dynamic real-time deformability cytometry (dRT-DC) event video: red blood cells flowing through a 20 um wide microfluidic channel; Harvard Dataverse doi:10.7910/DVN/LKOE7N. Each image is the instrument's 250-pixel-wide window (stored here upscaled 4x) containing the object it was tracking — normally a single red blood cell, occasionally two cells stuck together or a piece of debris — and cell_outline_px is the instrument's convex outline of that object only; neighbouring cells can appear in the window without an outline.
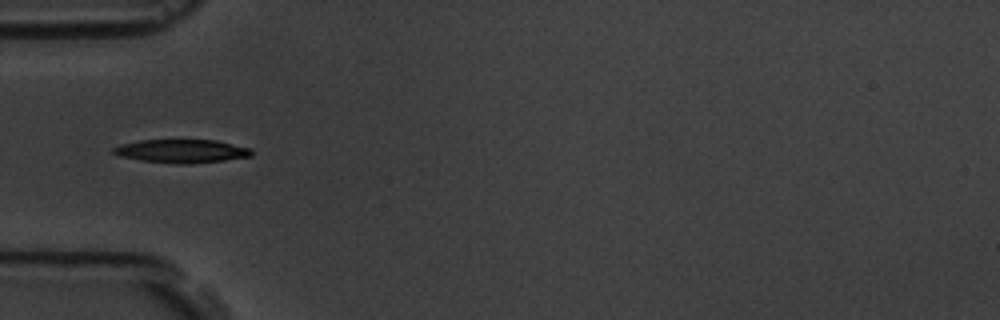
{"species": "common noctule bat (a hibernating species)", "species_latin": "Nyctalus noctula", "temperature_condition": "room temperature", "stored_images_in_passage": 39, "camera_frame_rate_fps": 3000, "um_per_image_px": 0.085, "animal": {"sex": "male", "body_mass_g": 19.5, "forearm_length_mm": 54.6}, "frame": {"image": 1, "passage_image": 1, "time_ms": 0.0, "image_size_px": [1000, 320], "cell_outline_px": [[252, 156], [224, 160], [192, 164], [176, 164], [140, 160], [120, 156], [112, 152], [112, 148], [120, 144], [140, 140], [216, 140], [252, 148]], "centroid_in_image_um": [15.44, 12.84], "position_along_channel_um": 69.6, "area_um2": 18.96}}
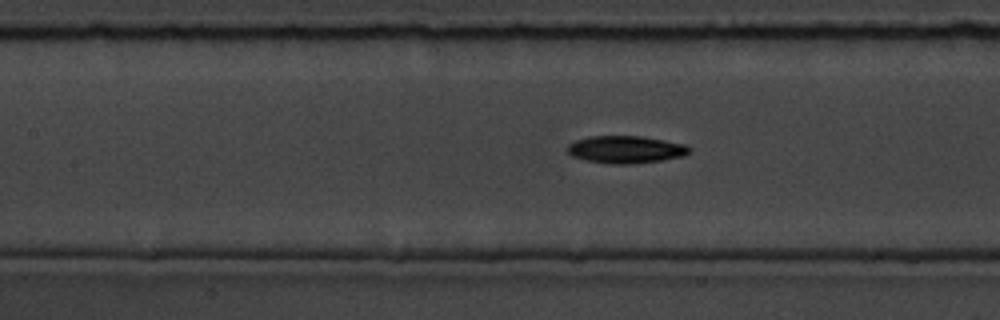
{"frame": {"image": 2, "passage_image": 8, "time_ms": 2.333, "image_size_px": [1000, 320], "cell_outline_px": [[688, 152], [684, 156], [660, 160], [632, 164], [608, 164], [584, 160], [572, 156], [568, 152], [568, 144], [576, 140], [588, 136], [640, 136], [664, 140], [684, 144], [688, 148]], "centroid_in_image_um": [53.13, 12.71], "position_along_channel_um": 154.3, "area_um2": 19.36}}
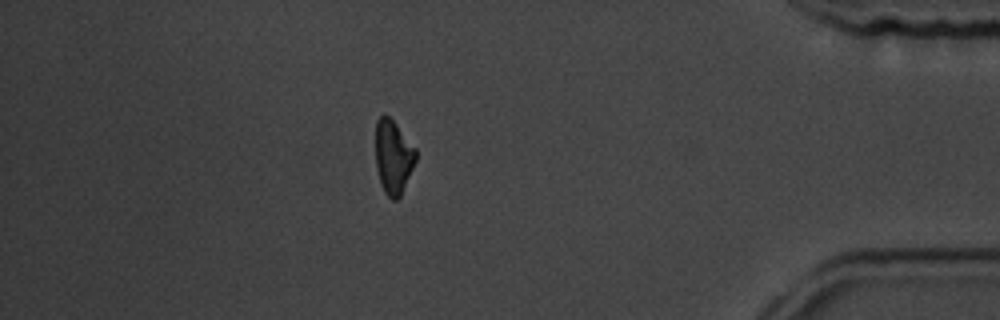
{"frame": {"image": 3, "passage_image": 32, "time_ms": 10.333, "image_size_px": [1000, 320], "cell_outline_px": [[416, 160], [400, 196], [396, 200], [392, 200], [384, 192], [380, 184], [376, 168], [376, 120], [380, 116], [388, 116], [396, 124], [416, 148]], "centroid_in_image_um": [33.42, 13.35], "position_along_channel_um": 401.8, "area_um2": 17.22}, "authors_computed_cell_mechanics": {"area_um2": 18.785, "velocity_mm_per_s": 3.615, "shape_relaxation_time_tau1_ms": 3.8707, "shape_relaxation_time_tau2_ms": null, "deformation_change_tau1": 0.1365, "deformation_change_tau2": null}}